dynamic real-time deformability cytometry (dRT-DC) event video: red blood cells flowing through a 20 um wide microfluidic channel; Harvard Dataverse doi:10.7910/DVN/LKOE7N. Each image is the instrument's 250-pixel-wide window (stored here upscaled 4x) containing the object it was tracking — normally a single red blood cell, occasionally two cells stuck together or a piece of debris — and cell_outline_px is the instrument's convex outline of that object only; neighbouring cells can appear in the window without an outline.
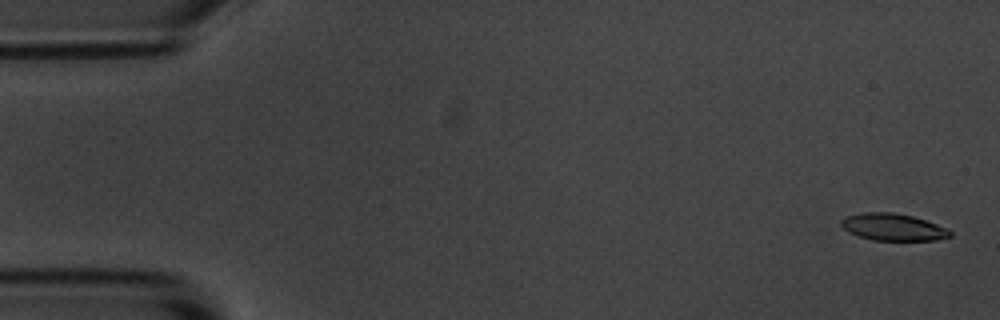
{"species": "common noctule bat (a hibernating species)", "species_latin": "Nyctalus noctula", "temperature_condition": "room temperature", "stored_images_in_passage": 5, "camera_frame_rate_fps": 3000, "um_per_image_px": 0.085, "animal": {"sex": "male", "body_mass_g": 20.1, "forearm_length_mm": 53.5}, "frame": {"image": 1, "passage_image": 1, "time_ms": 0.0, "image_size_px": [1000, 320], "cell_outline_px": [[952, 236], [936, 240], [872, 240], [848, 232], [840, 224], [840, 220], [844, 216], [864, 212], [892, 212], [912, 216], [948, 228], [952, 232]], "centroid_in_image_um": [75.89, 19.3], "position_along_channel_um": 9.1, "area_um2": 17.17}}
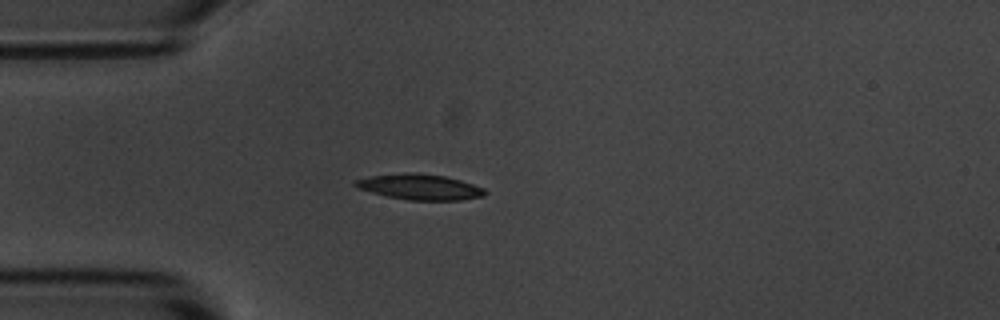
{"frame": {"image": 2, "passage_image": 5, "time_ms": 4.333, "image_size_px": [1000, 320], "cell_outline_px": [[488, 192], [484, 196], [460, 200], [408, 200], [388, 196], [356, 188], [352, 184], [352, 180], [372, 176], [404, 172], [416, 172], [444, 176], [460, 180], [484, 188]], "centroid_in_image_um": [35.66, 15.88], "position_along_channel_um": 49.3, "area_um2": 19.42}}